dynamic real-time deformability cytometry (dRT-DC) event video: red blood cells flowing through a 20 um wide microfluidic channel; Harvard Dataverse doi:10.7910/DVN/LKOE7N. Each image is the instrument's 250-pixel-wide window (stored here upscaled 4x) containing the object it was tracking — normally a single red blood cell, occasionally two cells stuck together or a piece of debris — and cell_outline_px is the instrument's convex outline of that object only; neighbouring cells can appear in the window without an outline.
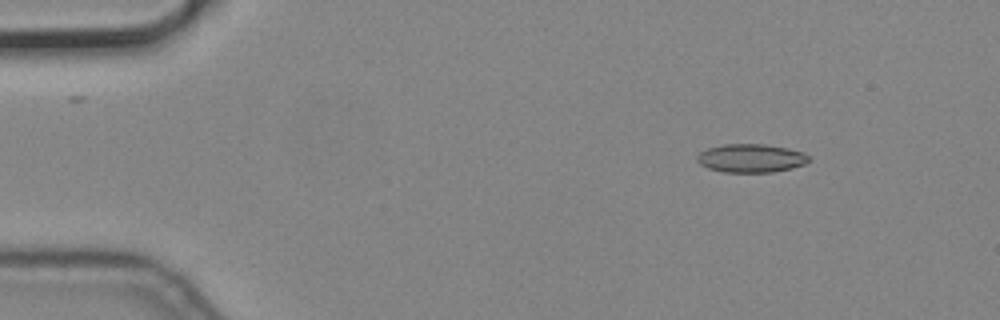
{"species": "common noctule bat (a hibernating species)", "species_latin": "Nyctalus noctula", "temperature_condition": "cold", "stored_images_in_passage": 10, "camera_frame_rate_fps": 3000, "um_per_image_px": 0.085, "animal": {"sex": "male", "body_mass_g": 19.2, "forearm_length_mm": 51.8}, "frame": {"image": 1, "passage_image": 2, "time_ms": 0.333, "image_size_px": [1000, 320], "cell_outline_px": [[812, 160], [804, 164], [792, 168], [772, 172], [724, 172], [708, 168], [700, 164], [696, 160], [696, 156], [700, 152], [708, 148], [724, 144], [764, 144], [788, 148], [804, 152]], "centroid_in_image_um": [63.84, 13.44], "position_along_channel_um": 21.2, "area_um2": 18.61}}
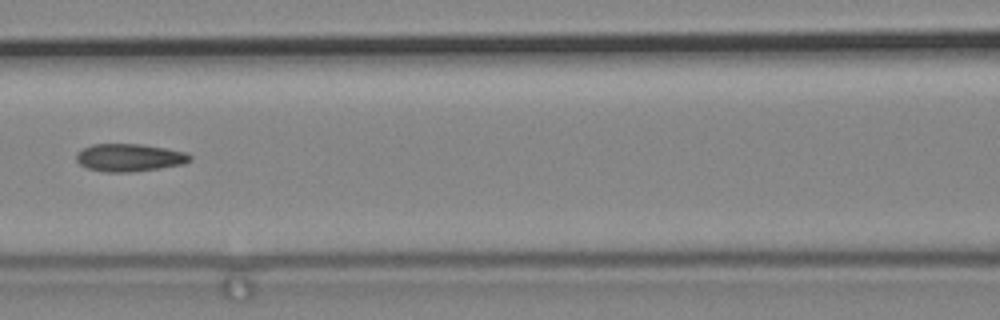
{"frame": {"image": 2, "passage_image": 7, "time_ms": 2.0, "image_size_px": [1000, 320], "cell_outline_px": [[192, 160], [184, 164], [160, 168], [128, 172], [104, 172], [88, 168], [80, 164], [76, 160], [76, 152], [92, 144], [140, 144], [164, 148], [184, 152], [192, 156]], "centroid_in_image_um": [10.99, 13.4], "position_along_channel_um": 155.6, "area_um2": 18.26}}
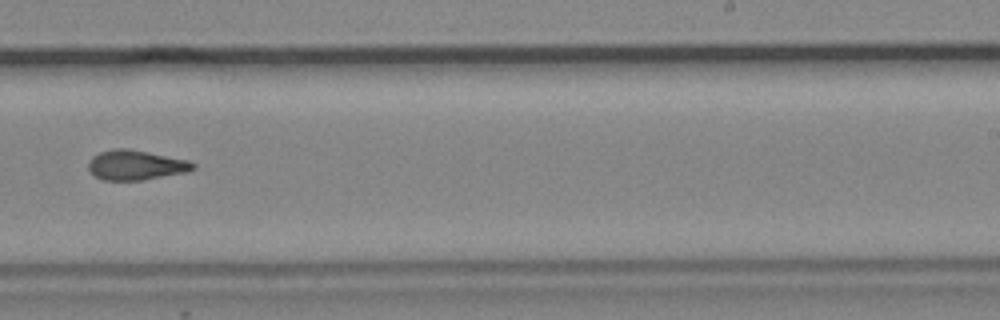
{"frame": {"image": 3, "passage_image": 10, "time_ms": 3.0, "image_size_px": [1000, 320], "cell_outline_px": [[196, 168], [188, 172], [144, 180], [104, 180], [92, 176], [88, 168], [88, 160], [92, 156], [100, 152], [116, 148], [128, 148], [188, 160], [196, 164]], "centroid_in_image_um": [11.53, 14.04], "position_along_channel_um": 277.5, "area_um2": 18.44}}